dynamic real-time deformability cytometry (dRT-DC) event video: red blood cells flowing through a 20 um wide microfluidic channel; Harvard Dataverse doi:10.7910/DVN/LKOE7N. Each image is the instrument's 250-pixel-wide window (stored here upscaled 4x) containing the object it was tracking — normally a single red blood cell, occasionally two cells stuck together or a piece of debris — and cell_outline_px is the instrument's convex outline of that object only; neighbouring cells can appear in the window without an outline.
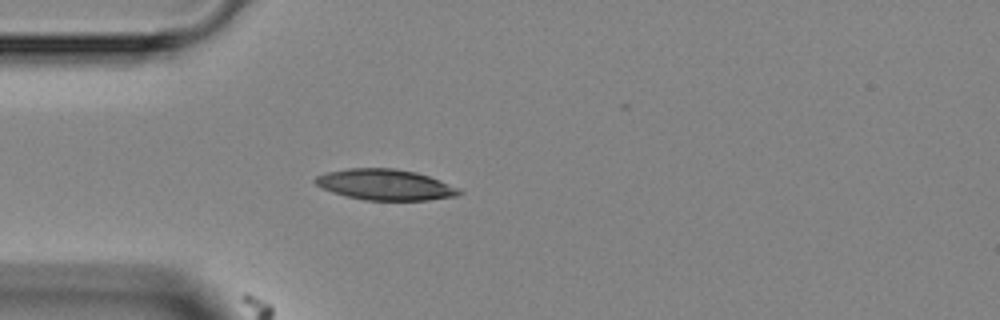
{"species": "Egyptian fruit bat (a non-hibernating species)", "species_latin": "Rousettus aegyptiacus", "temperature_condition": "room temperature", "stored_images_in_passage": 16, "camera_frame_rate_fps": 3000, "um_per_image_px": 0.085, "animal": {"sex": "female"}, "frame": {"image": 1, "passage_image": 3, "time_ms": 2.0, "image_size_px": [1000, 320], "cell_outline_px": [[464, 192], [456, 196], [428, 200], [364, 200], [332, 192], [320, 188], [312, 180], [316, 176], [324, 172], [348, 168], [392, 168], [416, 172], [428, 176], [460, 188]], "centroid_in_image_um": [32.71, 15.69], "position_along_channel_um": 52.3, "area_um2": 25.95}}